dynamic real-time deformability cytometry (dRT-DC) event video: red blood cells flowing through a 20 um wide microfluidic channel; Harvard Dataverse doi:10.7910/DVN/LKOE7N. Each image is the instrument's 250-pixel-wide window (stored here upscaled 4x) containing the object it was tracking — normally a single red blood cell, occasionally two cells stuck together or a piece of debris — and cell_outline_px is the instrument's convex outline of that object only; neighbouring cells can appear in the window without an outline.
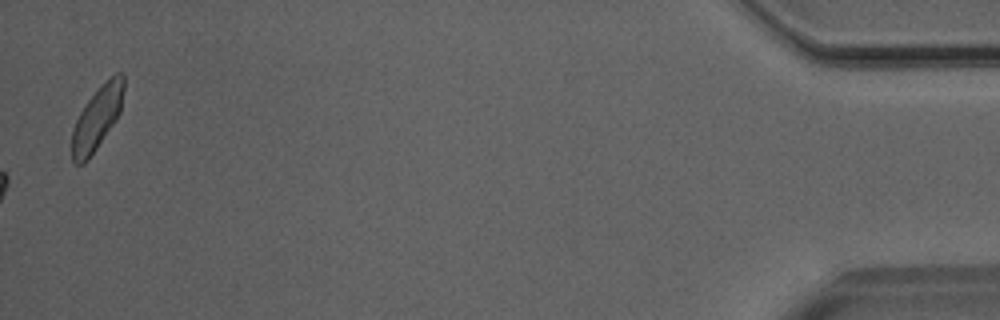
{"species": "Egyptian fruit bat (a non-hibernating species)", "species_latin": "Rousettus aegyptiacus", "temperature_condition": "room temperature", "stored_images_in_passage": 35, "camera_frame_rate_fps": 3000, "um_per_image_px": 0.085, "animal": {"sex": "male"}, "frame": {"image": 1, "passage_image": 35, "time_ms": 11.333, "image_size_px": [1000, 320], "cell_outline_px": [[124, 88], [120, 112], [88, 160], [84, 164], [76, 164], [72, 160], [72, 132], [76, 120], [80, 112], [88, 100], [104, 80], [108, 76], [116, 72], [124, 72]], "centroid_in_image_um": [8.26, 9.98], "position_along_channel_um": 426.9, "area_um2": 18.96}}